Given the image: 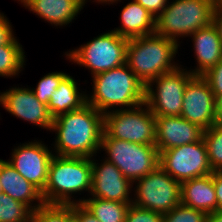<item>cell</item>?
Masks as SVG:
<instances>
[{
  "label": "cell",
  "mask_w": 222,
  "mask_h": 222,
  "mask_svg": "<svg viewBox=\"0 0 222 222\" xmlns=\"http://www.w3.org/2000/svg\"><path fill=\"white\" fill-rule=\"evenodd\" d=\"M103 132L104 114L86 103L53 120L49 144L55 155L91 158L100 153Z\"/></svg>",
  "instance_id": "1"
},
{
  "label": "cell",
  "mask_w": 222,
  "mask_h": 222,
  "mask_svg": "<svg viewBox=\"0 0 222 222\" xmlns=\"http://www.w3.org/2000/svg\"><path fill=\"white\" fill-rule=\"evenodd\" d=\"M91 185V158L54 154L49 165L48 181L42 197L45 204H81L89 197Z\"/></svg>",
  "instance_id": "2"
},
{
  "label": "cell",
  "mask_w": 222,
  "mask_h": 222,
  "mask_svg": "<svg viewBox=\"0 0 222 222\" xmlns=\"http://www.w3.org/2000/svg\"><path fill=\"white\" fill-rule=\"evenodd\" d=\"M87 103L102 114L136 107L145 102L146 86L125 63L90 77Z\"/></svg>",
  "instance_id": "3"
},
{
  "label": "cell",
  "mask_w": 222,
  "mask_h": 222,
  "mask_svg": "<svg viewBox=\"0 0 222 222\" xmlns=\"http://www.w3.org/2000/svg\"><path fill=\"white\" fill-rule=\"evenodd\" d=\"M181 45L157 34L129 39L126 64L146 86L153 79L175 71L181 66L178 56ZM178 54V56H176Z\"/></svg>",
  "instance_id": "4"
},
{
  "label": "cell",
  "mask_w": 222,
  "mask_h": 222,
  "mask_svg": "<svg viewBox=\"0 0 222 222\" xmlns=\"http://www.w3.org/2000/svg\"><path fill=\"white\" fill-rule=\"evenodd\" d=\"M215 8L213 0H168L155 18V34L182 46L193 32L212 23Z\"/></svg>",
  "instance_id": "5"
},
{
  "label": "cell",
  "mask_w": 222,
  "mask_h": 222,
  "mask_svg": "<svg viewBox=\"0 0 222 222\" xmlns=\"http://www.w3.org/2000/svg\"><path fill=\"white\" fill-rule=\"evenodd\" d=\"M129 39L121 37L111 28L88 42L63 51L62 57L69 63L88 70L90 77L109 71L126 63Z\"/></svg>",
  "instance_id": "6"
},
{
  "label": "cell",
  "mask_w": 222,
  "mask_h": 222,
  "mask_svg": "<svg viewBox=\"0 0 222 222\" xmlns=\"http://www.w3.org/2000/svg\"><path fill=\"white\" fill-rule=\"evenodd\" d=\"M100 154L116 165L132 183L159 166V152L155 145L110 138L105 132L102 135Z\"/></svg>",
  "instance_id": "7"
},
{
  "label": "cell",
  "mask_w": 222,
  "mask_h": 222,
  "mask_svg": "<svg viewBox=\"0 0 222 222\" xmlns=\"http://www.w3.org/2000/svg\"><path fill=\"white\" fill-rule=\"evenodd\" d=\"M156 119L146 103L104 114V132L110 137L143 145H155Z\"/></svg>",
  "instance_id": "8"
},
{
  "label": "cell",
  "mask_w": 222,
  "mask_h": 222,
  "mask_svg": "<svg viewBox=\"0 0 222 222\" xmlns=\"http://www.w3.org/2000/svg\"><path fill=\"white\" fill-rule=\"evenodd\" d=\"M132 190L135 206L162 214L181 203V183L160 166L134 181Z\"/></svg>",
  "instance_id": "9"
},
{
  "label": "cell",
  "mask_w": 222,
  "mask_h": 222,
  "mask_svg": "<svg viewBox=\"0 0 222 222\" xmlns=\"http://www.w3.org/2000/svg\"><path fill=\"white\" fill-rule=\"evenodd\" d=\"M180 66L175 71L161 75L146 85L145 103L155 117L180 116L184 90L194 77Z\"/></svg>",
  "instance_id": "10"
},
{
  "label": "cell",
  "mask_w": 222,
  "mask_h": 222,
  "mask_svg": "<svg viewBox=\"0 0 222 222\" xmlns=\"http://www.w3.org/2000/svg\"><path fill=\"white\" fill-rule=\"evenodd\" d=\"M159 166L180 183L213 173L204 140L159 152Z\"/></svg>",
  "instance_id": "11"
},
{
  "label": "cell",
  "mask_w": 222,
  "mask_h": 222,
  "mask_svg": "<svg viewBox=\"0 0 222 222\" xmlns=\"http://www.w3.org/2000/svg\"><path fill=\"white\" fill-rule=\"evenodd\" d=\"M31 139L24 143H16L8 161L16 171L27 181L44 191L47 181L51 159L54 155L52 147L44 142L43 138Z\"/></svg>",
  "instance_id": "12"
},
{
  "label": "cell",
  "mask_w": 222,
  "mask_h": 222,
  "mask_svg": "<svg viewBox=\"0 0 222 222\" xmlns=\"http://www.w3.org/2000/svg\"><path fill=\"white\" fill-rule=\"evenodd\" d=\"M17 85V86H16ZM20 85V86H19ZM1 108L8 114L46 130L49 134L53 117L48 106L41 103L34 95L30 86L15 84L6 90H0Z\"/></svg>",
  "instance_id": "13"
},
{
  "label": "cell",
  "mask_w": 222,
  "mask_h": 222,
  "mask_svg": "<svg viewBox=\"0 0 222 222\" xmlns=\"http://www.w3.org/2000/svg\"><path fill=\"white\" fill-rule=\"evenodd\" d=\"M91 162L92 185L89 197L132 203L133 183L118 167L100 156V153L91 157Z\"/></svg>",
  "instance_id": "14"
},
{
  "label": "cell",
  "mask_w": 222,
  "mask_h": 222,
  "mask_svg": "<svg viewBox=\"0 0 222 222\" xmlns=\"http://www.w3.org/2000/svg\"><path fill=\"white\" fill-rule=\"evenodd\" d=\"M180 116L204 130L217 123L215 96L202 76H194L188 82Z\"/></svg>",
  "instance_id": "15"
},
{
  "label": "cell",
  "mask_w": 222,
  "mask_h": 222,
  "mask_svg": "<svg viewBox=\"0 0 222 222\" xmlns=\"http://www.w3.org/2000/svg\"><path fill=\"white\" fill-rule=\"evenodd\" d=\"M190 39V40H189ZM192 43L190 51L193 52L194 66H181L189 70L195 76H202L214 67L222 59V42L217 29L211 23L193 32L186 40Z\"/></svg>",
  "instance_id": "16"
},
{
  "label": "cell",
  "mask_w": 222,
  "mask_h": 222,
  "mask_svg": "<svg viewBox=\"0 0 222 222\" xmlns=\"http://www.w3.org/2000/svg\"><path fill=\"white\" fill-rule=\"evenodd\" d=\"M18 4L55 29L70 27L87 8L83 0H21Z\"/></svg>",
  "instance_id": "17"
},
{
  "label": "cell",
  "mask_w": 222,
  "mask_h": 222,
  "mask_svg": "<svg viewBox=\"0 0 222 222\" xmlns=\"http://www.w3.org/2000/svg\"><path fill=\"white\" fill-rule=\"evenodd\" d=\"M155 119V146L158 152L203 139L204 129L181 116H161Z\"/></svg>",
  "instance_id": "18"
},
{
  "label": "cell",
  "mask_w": 222,
  "mask_h": 222,
  "mask_svg": "<svg viewBox=\"0 0 222 222\" xmlns=\"http://www.w3.org/2000/svg\"><path fill=\"white\" fill-rule=\"evenodd\" d=\"M127 1V0H125ZM124 0L111 4L112 6L123 3L119 12L120 24L112 28L121 37L132 39L155 33V17L135 0Z\"/></svg>",
  "instance_id": "19"
},
{
  "label": "cell",
  "mask_w": 222,
  "mask_h": 222,
  "mask_svg": "<svg viewBox=\"0 0 222 222\" xmlns=\"http://www.w3.org/2000/svg\"><path fill=\"white\" fill-rule=\"evenodd\" d=\"M0 183L3 193L24 203L33 212L45 204L42 192L21 176L6 160L0 158Z\"/></svg>",
  "instance_id": "20"
},
{
  "label": "cell",
  "mask_w": 222,
  "mask_h": 222,
  "mask_svg": "<svg viewBox=\"0 0 222 222\" xmlns=\"http://www.w3.org/2000/svg\"><path fill=\"white\" fill-rule=\"evenodd\" d=\"M181 204L206 214L217 211L214 172L181 182Z\"/></svg>",
  "instance_id": "21"
},
{
  "label": "cell",
  "mask_w": 222,
  "mask_h": 222,
  "mask_svg": "<svg viewBox=\"0 0 222 222\" xmlns=\"http://www.w3.org/2000/svg\"><path fill=\"white\" fill-rule=\"evenodd\" d=\"M79 82L80 79L76 80L75 75L73 77L69 73L61 80L47 105L53 119L77 110L87 103V90L82 89L83 86L79 85Z\"/></svg>",
  "instance_id": "22"
},
{
  "label": "cell",
  "mask_w": 222,
  "mask_h": 222,
  "mask_svg": "<svg viewBox=\"0 0 222 222\" xmlns=\"http://www.w3.org/2000/svg\"><path fill=\"white\" fill-rule=\"evenodd\" d=\"M24 49L17 36L8 44L0 45V77L15 79V77L23 75L27 66V56Z\"/></svg>",
  "instance_id": "23"
},
{
  "label": "cell",
  "mask_w": 222,
  "mask_h": 222,
  "mask_svg": "<svg viewBox=\"0 0 222 222\" xmlns=\"http://www.w3.org/2000/svg\"><path fill=\"white\" fill-rule=\"evenodd\" d=\"M115 200L87 197L81 205L100 222H125L129 205Z\"/></svg>",
  "instance_id": "24"
},
{
  "label": "cell",
  "mask_w": 222,
  "mask_h": 222,
  "mask_svg": "<svg viewBox=\"0 0 222 222\" xmlns=\"http://www.w3.org/2000/svg\"><path fill=\"white\" fill-rule=\"evenodd\" d=\"M33 211L24 203L0 193V222H32Z\"/></svg>",
  "instance_id": "25"
},
{
  "label": "cell",
  "mask_w": 222,
  "mask_h": 222,
  "mask_svg": "<svg viewBox=\"0 0 222 222\" xmlns=\"http://www.w3.org/2000/svg\"><path fill=\"white\" fill-rule=\"evenodd\" d=\"M74 204H44L32 214V222H74Z\"/></svg>",
  "instance_id": "26"
},
{
  "label": "cell",
  "mask_w": 222,
  "mask_h": 222,
  "mask_svg": "<svg viewBox=\"0 0 222 222\" xmlns=\"http://www.w3.org/2000/svg\"><path fill=\"white\" fill-rule=\"evenodd\" d=\"M209 164L213 171H222V124L216 123L204 130Z\"/></svg>",
  "instance_id": "27"
},
{
  "label": "cell",
  "mask_w": 222,
  "mask_h": 222,
  "mask_svg": "<svg viewBox=\"0 0 222 222\" xmlns=\"http://www.w3.org/2000/svg\"><path fill=\"white\" fill-rule=\"evenodd\" d=\"M46 74V75H45ZM38 82L35 87H31L35 97L43 104L48 105L52 94L58 88L61 80L68 74L66 71H50L45 73Z\"/></svg>",
  "instance_id": "28"
},
{
  "label": "cell",
  "mask_w": 222,
  "mask_h": 222,
  "mask_svg": "<svg viewBox=\"0 0 222 222\" xmlns=\"http://www.w3.org/2000/svg\"><path fill=\"white\" fill-rule=\"evenodd\" d=\"M204 211L179 204L169 212L163 214L162 222H206Z\"/></svg>",
  "instance_id": "29"
},
{
  "label": "cell",
  "mask_w": 222,
  "mask_h": 222,
  "mask_svg": "<svg viewBox=\"0 0 222 222\" xmlns=\"http://www.w3.org/2000/svg\"><path fill=\"white\" fill-rule=\"evenodd\" d=\"M163 214L135 206L129 205L125 222H162Z\"/></svg>",
  "instance_id": "30"
},
{
  "label": "cell",
  "mask_w": 222,
  "mask_h": 222,
  "mask_svg": "<svg viewBox=\"0 0 222 222\" xmlns=\"http://www.w3.org/2000/svg\"><path fill=\"white\" fill-rule=\"evenodd\" d=\"M202 77L208 82L215 98L222 95V59Z\"/></svg>",
  "instance_id": "31"
},
{
  "label": "cell",
  "mask_w": 222,
  "mask_h": 222,
  "mask_svg": "<svg viewBox=\"0 0 222 222\" xmlns=\"http://www.w3.org/2000/svg\"><path fill=\"white\" fill-rule=\"evenodd\" d=\"M4 13L0 10V45L8 44L17 35L12 22Z\"/></svg>",
  "instance_id": "32"
},
{
  "label": "cell",
  "mask_w": 222,
  "mask_h": 222,
  "mask_svg": "<svg viewBox=\"0 0 222 222\" xmlns=\"http://www.w3.org/2000/svg\"><path fill=\"white\" fill-rule=\"evenodd\" d=\"M148 10L155 18L167 6L168 0H135Z\"/></svg>",
  "instance_id": "33"
},
{
  "label": "cell",
  "mask_w": 222,
  "mask_h": 222,
  "mask_svg": "<svg viewBox=\"0 0 222 222\" xmlns=\"http://www.w3.org/2000/svg\"><path fill=\"white\" fill-rule=\"evenodd\" d=\"M74 217L77 222H100L81 204H74Z\"/></svg>",
  "instance_id": "34"
},
{
  "label": "cell",
  "mask_w": 222,
  "mask_h": 222,
  "mask_svg": "<svg viewBox=\"0 0 222 222\" xmlns=\"http://www.w3.org/2000/svg\"><path fill=\"white\" fill-rule=\"evenodd\" d=\"M214 188L217 200V210L222 211V171H214Z\"/></svg>",
  "instance_id": "35"
},
{
  "label": "cell",
  "mask_w": 222,
  "mask_h": 222,
  "mask_svg": "<svg viewBox=\"0 0 222 222\" xmlns=\"http://www.w3.org/2000/svg\"><path fill=\"white\" fill-rule=\"evenodd\" d=\"M212 24L217 29L220 40L222 42V6H216L213 12Z\"/></svg>",
  "instance_id": "36"
},
{
  "label": "cell",
  "mask_w": 222,
  "mask_h": 222,
  "mask_svg": "<svg viewBox=\"0 0 222 222\" xmlns=\"http://www.w3.org/2000/svg\"><path fill=\"white\" fill-rule=\"evenodd\" d=\"M216 102V120L218 124H222V95L215 98Z\"/></svg>",
  "instance_id": "37"
},
{
  "label": "cell",
  "mask_w": 222,
  "mask_h": 222,
  "mask_svg": "<svg viewBox=\"0 0 222 222\" xmlns=\"http://www.w3.org/2000/svg\"><path fill=\"white\" fill-rule=\"evenodd\" d=\"M206 222H222V211L217 210L207 214Z\"/></svg>",
  "instance_id": "38"
},
{
  "label": "cell",
  "mask_w": 222,
  "mask_h": 222,
  "mask_svg": "<svg viewBox=\"0 0 222 222\" xmlns=\"http://www.w3.org/2000/svg\"><path fill=\"white\" fill-rule=\"evenodd\" d=\"M85 7L87 6V4L89 3H96V5H102V6H110L113 3L119 2L120 0H83Z\"/></svg>",
  "instance_id": "39"
},
{
  "label": "cell",
  "mask_w": 222,
  "mask_h": 222,
  "mask_svg": "<svg viewBox=\"0 0 222 222\" xmlns=\"http://www.w3.org/2000/svg\"><path fill=\"white\" fill-rule=\"evenodd\" d=\"M216 6H222V0H213Z\"/></svg>",
  "instance_id": "40"
},
{
  "label": "cell",
  "mask_w": 222,
  "mask_h": 222,
  "mask_svg": "<svg viewBox=\"0 0 222 222\" xmlns=\"http://www.w3.org/2000/svg\"><path fill=\"white\" fill-rule=\"evenodd\" d=\"M0 193H3V190H2V185L0 183Z\"/></svg>",
  "instance_id": "41"
}]
</instances>
